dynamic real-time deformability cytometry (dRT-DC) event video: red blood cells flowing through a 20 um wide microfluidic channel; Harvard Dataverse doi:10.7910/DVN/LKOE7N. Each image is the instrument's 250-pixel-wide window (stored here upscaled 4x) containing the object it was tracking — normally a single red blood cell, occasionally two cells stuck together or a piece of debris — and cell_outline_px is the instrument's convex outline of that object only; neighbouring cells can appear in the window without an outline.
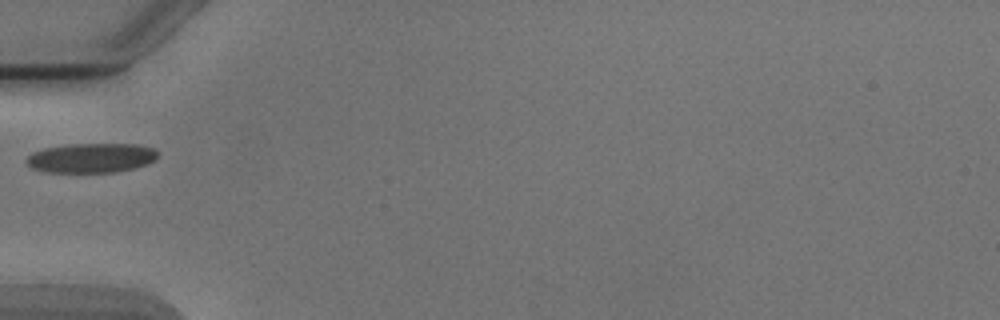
{"species": "Egyptian fruit bat (a non-hibernating species)", "species_latin": "Rousettus aegyptiacus", "temperature_condition": "cold", "stored_images_in_passage": 2, "camera_frame_rate_fps": 3000, "um_per_image_px": 0.085, "animal": {"sex": "male"}, "frame": {"image": 1, "passage_image": 2, "time_ms": 1.0, "image_size_px": [1000, 320], "cell_outline_px": [[160, 152], [156, 160], [148, 164], [116, 172], [48, 172], [32, 168], [24, 160], [32, 152], [44, 148], [68, 144], [140, 144], [152, 148]], "centroid_in_image_um": [7.78, 13.41], "position_along_channel_um": 77.2, "area_um2": 22.77}}